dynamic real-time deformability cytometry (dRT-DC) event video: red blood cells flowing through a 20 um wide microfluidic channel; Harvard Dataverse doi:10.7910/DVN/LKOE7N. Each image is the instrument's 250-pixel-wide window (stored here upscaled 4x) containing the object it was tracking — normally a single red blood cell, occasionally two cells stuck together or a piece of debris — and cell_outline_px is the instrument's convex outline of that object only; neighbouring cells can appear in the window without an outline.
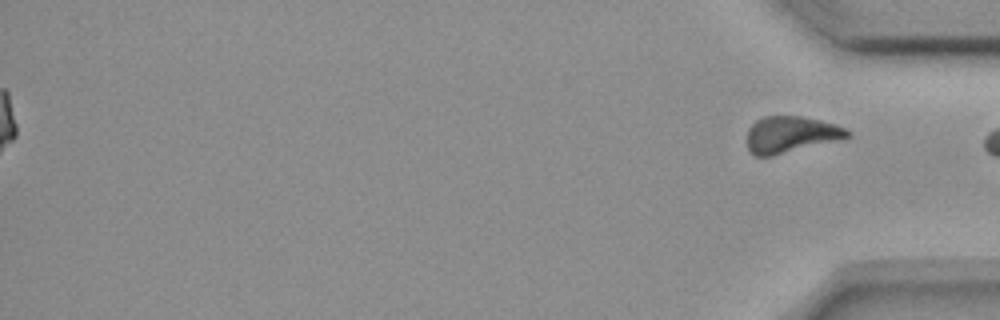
{"species": "common noctule bat (a hibernating species)", "species_latin": "Nyctalus noctula", "temperature_condition": "room temperature", "stored_images_in_passage": 57, "segment_of_instrument_passage": [2, 2], "camera_frame_rate_fps": 3000, "um_per_image_px": 0.085, "animal": {"sex": "female", "body_mass_g": 18.4}, "frame": {"image": 1, "passage_image": 57, "time_ms": 18.667, "image_size_px": [1000, 320], "cell_outline_px": [[852, 136], [844, 140], [772, 156], [752, 156], [748, 152], [748, 128], [756, 120], [764, 116], [800, 116], [820, 120], [836, 124], [852, 132]], "centroid_in_image_um": [67.26, 11.45], "position_along_channel_um": 367.9, "area_um2": 21.85}}